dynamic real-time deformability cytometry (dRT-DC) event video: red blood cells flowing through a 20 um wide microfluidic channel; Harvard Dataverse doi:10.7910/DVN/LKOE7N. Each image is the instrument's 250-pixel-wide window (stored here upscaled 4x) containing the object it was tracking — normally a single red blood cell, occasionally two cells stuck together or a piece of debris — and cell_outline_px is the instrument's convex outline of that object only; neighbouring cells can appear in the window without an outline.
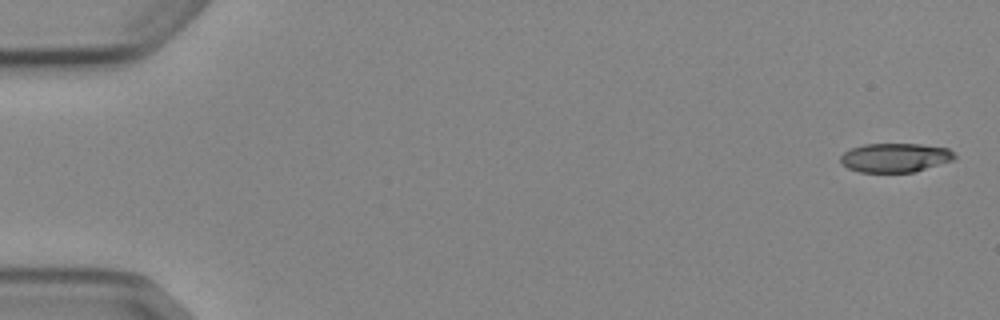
{"species": "Egyptian fruit bat (a non-hibernating species)", "species_latin": "Rousettus aegyptiacus", "temperature_condition": "cold", "stored_images_in_passage": 5, "camera_frame_rate_fps": 3000, "um_per_image_px": 0.085, "animal": {"sex": "female"}, "frame": {"image": 1, "passage_image": 1, "time_ms": 0.0, "image_size_px": [1000, 320], "cell_outline_px": [[956, 156], [952, 160], [912, 172], [860, 172], [848, 168], [840, 160], [840, 156], [844, 152], [852, 148], [864, 144], [920, 144], [948, 148]], "centroid_in_image_um": [76.06, 13.39], "position_along_channel_um": 8.9, "area_um2": 19.02}}
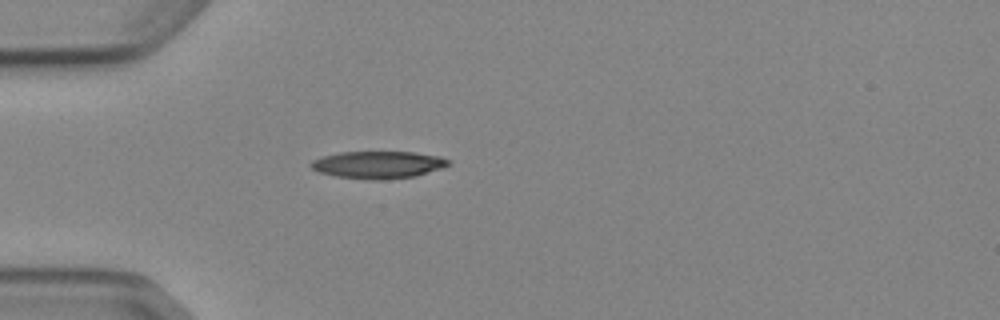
{"frame": {"image": 2, "passage_image": 5, "time_ms": 4.667, "image_size_px": [1000, 320], "cell_outline_px": [[452, 160], [448, 164], [440, 168], [412, 176], [380, 180], [368, 180], [336, 176], [320, 172], [312, 168], [308, 164], [312, 160], [324, 156], [340, 152], [416, 152], [440, 156]], "centroid_in_image_um": [32.12, 13.99], "position_along_channel_um": 52.9, "area_um2": 21.68}}